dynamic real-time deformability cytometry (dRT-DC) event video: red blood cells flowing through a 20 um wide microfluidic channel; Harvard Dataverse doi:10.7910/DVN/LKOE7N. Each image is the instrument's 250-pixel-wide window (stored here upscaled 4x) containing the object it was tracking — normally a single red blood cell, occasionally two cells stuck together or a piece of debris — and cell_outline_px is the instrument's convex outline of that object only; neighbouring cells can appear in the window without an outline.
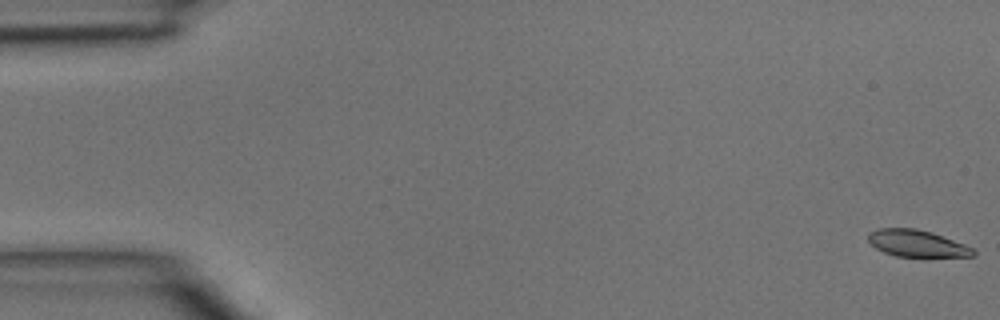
{"species": "common noctule bat (a hibernating species)", "species_latin": "Nyctalus noctula", "temperature_condition": "room temperature", "stored_images_in_passage": 4, "camera_frame_rate_fps": 3000, "um_per_image_px": 0.085, "animal": {"sex": "male", "body_mass_g": 15.6}, "frame": {"image": 1, "passage_image": 1, "time_ms": 0.0, "image_size_px": [1000, 320], "cell_outline_px": [[976, 252], [972, 256], [896, 256], [884, 252], [876, 248], [868, 240], [868, 232], [880, 228], [916, 228], [932, 232], [964, 244], [972, 248]], "centroid_in_image_um": [77.91, 20.67], "position_along_channel_um": 7.1, "area_um2": 16.18}}
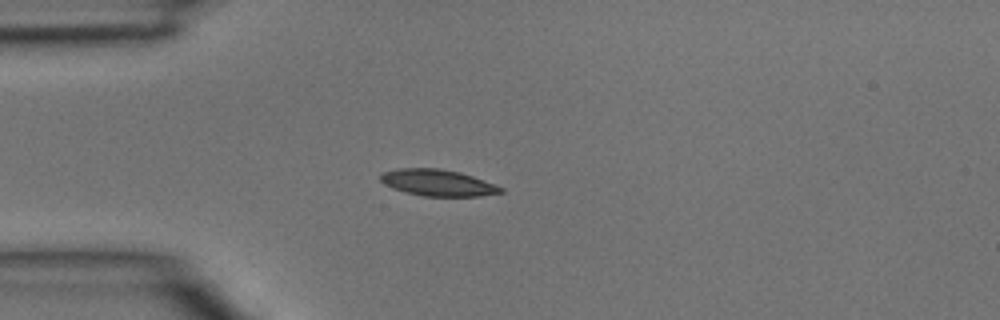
{"frame": {"image": 2, "passage_image": 4, "time_ms": 1.0, "image_size_px": [1000, 320], "cell_outline_px": [[504, 192], [480, 196], [424, 196], [404, 192], [392, 188], [384, 184], [380, 180], [380, 172], [400, 168], [440, 168], [460, 172], [472, 176], [504, 188]], "centroid_in_image_um": [37.17, 15.53], "position_along_channel_um": 47.8, "area_um2": 18.61}}